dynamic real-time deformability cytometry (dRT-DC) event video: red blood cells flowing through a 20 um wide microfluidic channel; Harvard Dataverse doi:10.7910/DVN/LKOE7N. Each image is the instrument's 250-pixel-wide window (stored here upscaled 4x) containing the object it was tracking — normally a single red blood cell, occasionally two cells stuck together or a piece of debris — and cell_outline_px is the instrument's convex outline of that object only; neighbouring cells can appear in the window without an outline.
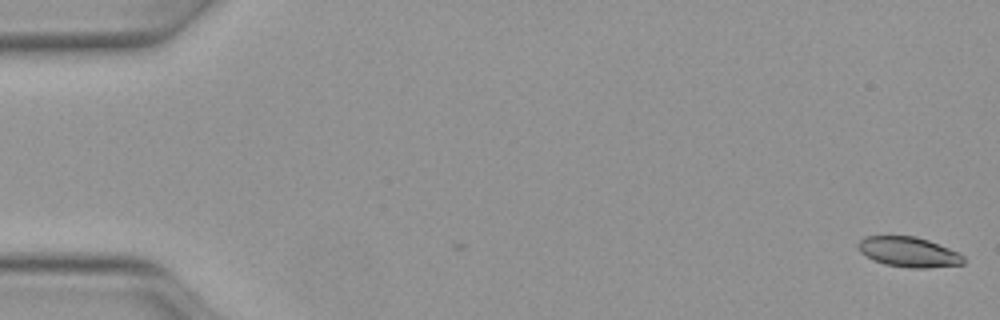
{"species": "Egyptian fruit bat (a non-hibernating species)", "species_latin": "Rousettus aegyptiacus", "temperature_condition": "warm", "stored_images_in_passage": 51, "camera_frame_rate_fps": 3000, "um_per_image_px": 0.085, "animal": {"sex": "female"}, "frame": {"image": 1, "passage_image": 1, "time_ms": 0.0, "image_size_px": [1000, 320], "cell_outline_px": [[964, 264], [924, 268], [912, 268], [884, 264], [872, 260], [860, 252], [856, 244], [864, 236], [916, 236], [928, 240], [948, 248], [964, 256]], "centroid_in_image_um": [77.19, 21.42], "position_along_channel_um": 7.8, "area_um2": 18.44}}
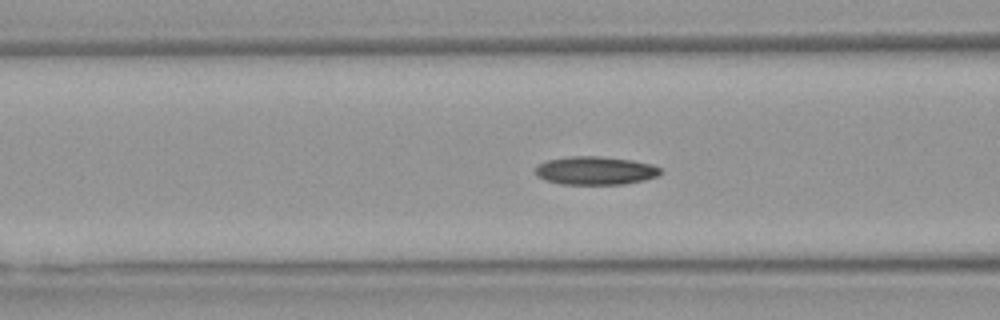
{"frame": {"image": 2, "passage_image": 20, "time_ms": 6.333, "image_size_px": [1000, 320], "cell_outline_px": [[660, 172], [656, 176], [644, 180], [624, 184], [560, 184], [536, 176], [536, 164], [548, 160], [568, 156], [600, 156], [632, 160], [652, 164], [660, 168]], "centroid_in_image_um": [50.58, 14.49], "position_along_channel_um": 116.0, "area_um2": 20.58}}
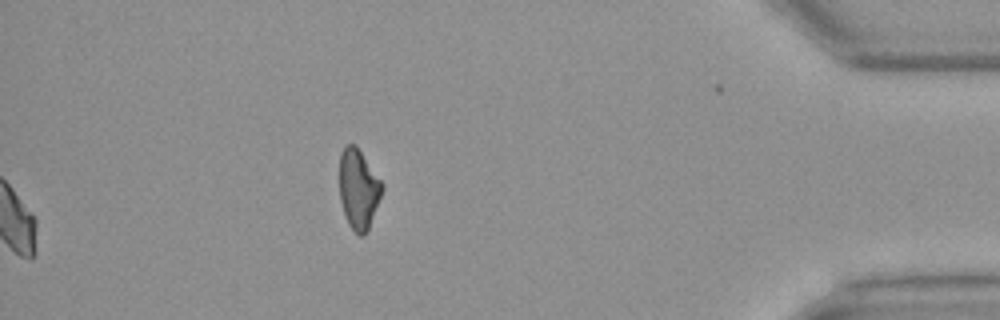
{"frame": {"image": 3, "passage_image": 51, "time_ms": 16.667, "image_size_px": [1000, 320], "cell_outline_px": [[384, 188], [368, 228], [364, 236], [360, 236], [348, 224], [344, 216], [340, 200], [340, 152], [348, 144], [356, 144], [384, 184]], "centroid_in_image_um": [30.47, 16.05], "position_along_channel_um": 404.7, "area_um2": 19.83}}